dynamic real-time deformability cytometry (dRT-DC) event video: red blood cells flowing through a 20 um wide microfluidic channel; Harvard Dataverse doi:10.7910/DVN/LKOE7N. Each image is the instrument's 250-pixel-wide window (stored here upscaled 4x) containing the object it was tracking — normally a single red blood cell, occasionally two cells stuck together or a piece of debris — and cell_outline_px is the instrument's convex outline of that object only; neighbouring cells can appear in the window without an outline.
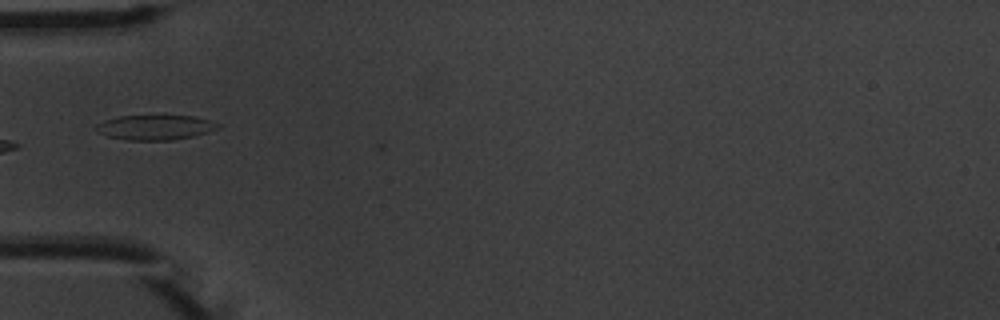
{"species": "common noctule bat (a hibernating species)", "species_latin": "Nyctalus noctula", "temperature_condition": "warm", "stored_images_in_passage": 1, "camera_frame_rate_fps": 3000, "um_per_image_px": 0.085, "animal": {"sex": "male", "body_mass_g": 20.1, "forearm_length_mm": 53.5}, "frame": {"image": 1, "passage_image": 1, "time_ms": 0.0, "image_size_px": [1000, 320], "cell_outline_px": [[220, 128], [196, 136], [172, 140], [128, 140], [108, 136], [96, 132], [96, 124], [104, 120], [120, 116], [196, 116], [220, 124]], "centroid_in_image_um": [13.21, 10.83], "position_along_channel_um": 71.8, "area_um2": 17.69}}